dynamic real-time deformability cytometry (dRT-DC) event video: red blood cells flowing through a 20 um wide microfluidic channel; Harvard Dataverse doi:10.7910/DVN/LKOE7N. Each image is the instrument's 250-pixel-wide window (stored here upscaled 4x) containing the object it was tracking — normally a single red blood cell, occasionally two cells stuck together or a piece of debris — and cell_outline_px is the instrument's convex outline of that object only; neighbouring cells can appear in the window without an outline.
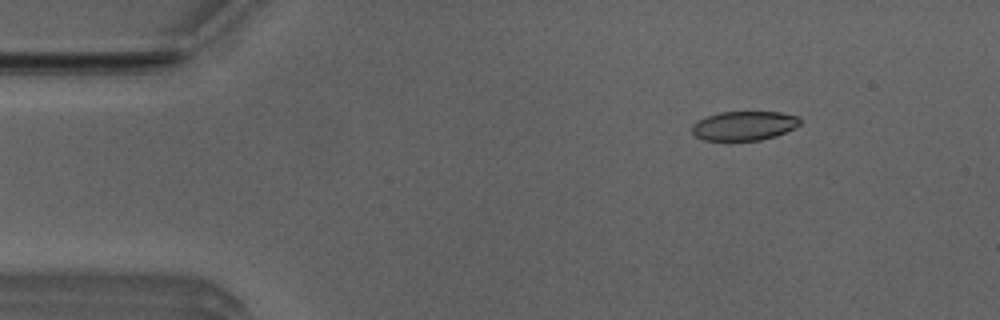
{"species": "Egyptian fruit bat (a non-hibernating species)", "species_latin": "Rousettus aegyptiacus", "temperature_condition": "room temperature", "stored_images_in_passage": 5, "camera_frame_rate_fps": 3000, "um_per_image_px": 0.085, "animal": {"sex": "male"}, "frame": {"image": 1, "passage_image": 2, "time_ms": 0.333, "image_size_px": [1000, 320], "cell_outline_px": [[800, 124], [796, 128], [776, 136], [760, 140], [704, 140], [696, 136], [692, 132], [692, 124], [696, 120], [720, 112], [780, 112], [800, 116]], "centroid_in_image_um": [63.27, 10.68], "position_along_channel_um": 21.7, "area_um2": 18.5}}